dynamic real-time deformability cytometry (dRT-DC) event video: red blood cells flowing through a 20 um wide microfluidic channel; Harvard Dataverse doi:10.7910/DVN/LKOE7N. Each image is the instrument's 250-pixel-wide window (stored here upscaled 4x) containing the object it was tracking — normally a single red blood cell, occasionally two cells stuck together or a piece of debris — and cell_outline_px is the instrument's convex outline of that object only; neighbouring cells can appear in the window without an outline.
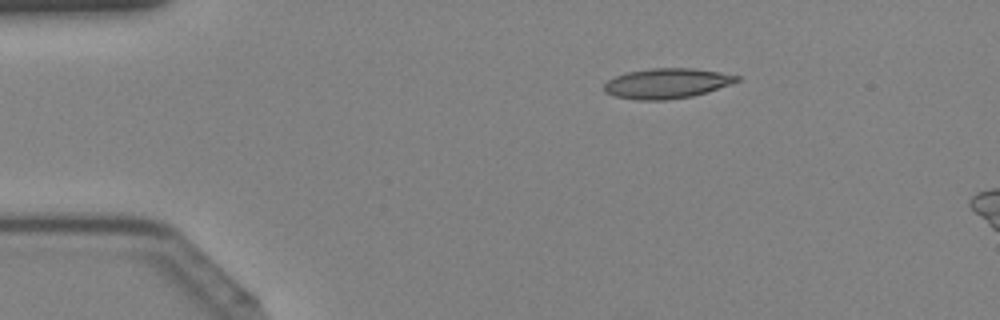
{"species": "Egyptian fruit bat (a non-hibernating species)", "species_latin": "Rousettus aegyptiacus", "temperature_condition": "cold", "stored_images_in_passage": 13, "camera_frame_rate_fps": 3000, "um_per_image_px": 0.085, "animal": {"sex": "female"}, "frame": {"image": 1, "passage_image": 8, "time_ms": 2.333, "image_size_px": [1000, 320], "cell_outline_px": [[740, 80], [708, 92], [692, 96], [664, 100], [640, 100], [616, 96], [604, 92], [604, 84], [608, 80], [616, 76], [628, 72], [652, 68], [692, 68], [740, 76]], "centroid_in_image_um": [56.67, 7.09], "position_along_channel_um": 28.3, "area_um2": 23.0}}